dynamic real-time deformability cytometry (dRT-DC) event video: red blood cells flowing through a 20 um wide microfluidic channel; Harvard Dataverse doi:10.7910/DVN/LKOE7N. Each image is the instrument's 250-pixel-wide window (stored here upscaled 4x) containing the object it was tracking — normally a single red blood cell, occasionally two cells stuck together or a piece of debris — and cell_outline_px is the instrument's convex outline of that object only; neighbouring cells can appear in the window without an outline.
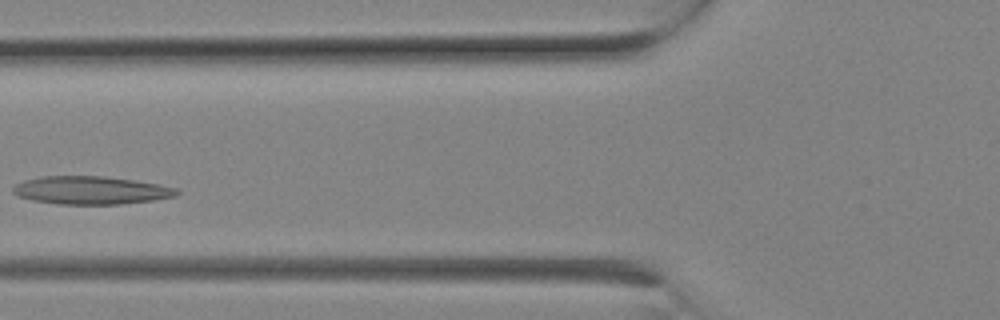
{"species": "Egyptian fruit bat (a non-hibernating species)", "species_latin": "Rousettus aegyptiacus", "temperature_condition": "room temperature", "stored_images_in_passage": 7, "camera_frame_rate_fps": 3000, "um_per_image_px": 0.085, "animal": {"sex": "female"}, "frame": {"image": 1, "passage_image": 5, "time_ms": 1.333, "image_size_px": [1000, 320], "cell_outline_px": [[180, 192], [176, 196], [156, 200], [120, 204], [56, 204], [32, 200], [16, 196], [12, 192], [12, 188], [16, 184], [24, 180], [40, 176], [104, 176], [160, 184], [176, 188]], "centroid_in_image_um": [7.71, 16.17], "position_along_channel_um": 118.1, "area_um2": 26.93}}
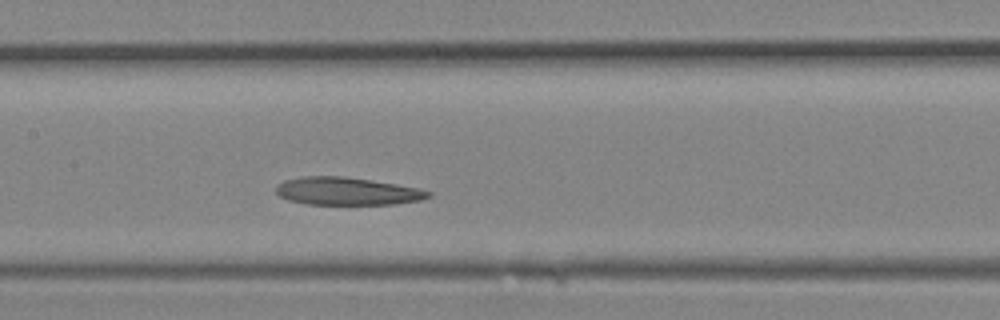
{"frame": {"image": 2, "passage_image": 7, "time_ms": 2.0, "image_size_px": [1000, 320], "cell_outline_px": [[432, 196], [420, 200], [396, 204], [304, 204], [288, 200], [280, 196], [276, 192], [276, 184], [284, 180], [300, 176], [344, 176], [372, 180], [420, 188], [432, 192]], "centroid_in_image_um": [29.49, 16.24], "position_along_channel_um": 177.9, "area_um2": 24.85}}